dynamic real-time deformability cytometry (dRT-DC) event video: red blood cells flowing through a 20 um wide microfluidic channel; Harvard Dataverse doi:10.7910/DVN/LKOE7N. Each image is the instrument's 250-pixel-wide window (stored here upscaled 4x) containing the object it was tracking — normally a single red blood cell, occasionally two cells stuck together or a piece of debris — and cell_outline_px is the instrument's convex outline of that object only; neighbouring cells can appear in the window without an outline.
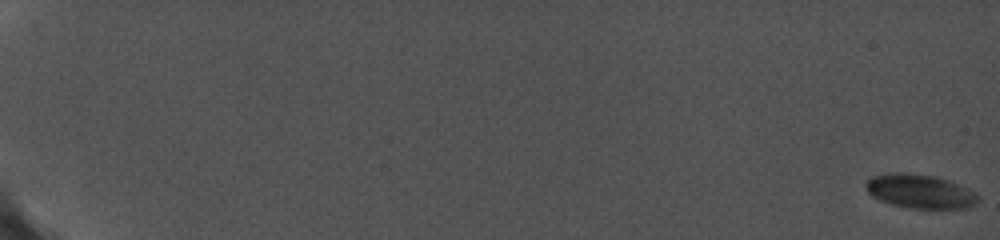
{"species": "common noctule bat (a hibernating species)", "species_latin": "Nyctalus noctula", "temperature_condition": "cold", "stored_images_in_passage": 70, "camera_frame_rate_fps": 5000, "um_per_image_px": 0.085, "animal": {"sex": "female", "body_mass_g": 19.0, "forearm_length_mm": 56.7}, "frame": {"image": 1, "passage_image": 1, "time_ms": 0.0, "image_size_px": [1000, 240], "cell_outline_px": [[980, 200], [976, 204], [968, 208], [912, 208], [892, 204], [880, 200], [872, 196], [868, 192], [864, 184], [872, 176], [888, 172], [912, 172], [936, 176], [960, 184], [976, 192], [980, 196]], "centroid_in_image_um": [78.23, 16.24], "position_along_channel_um": 6.8, "area_um2": 22.6}}
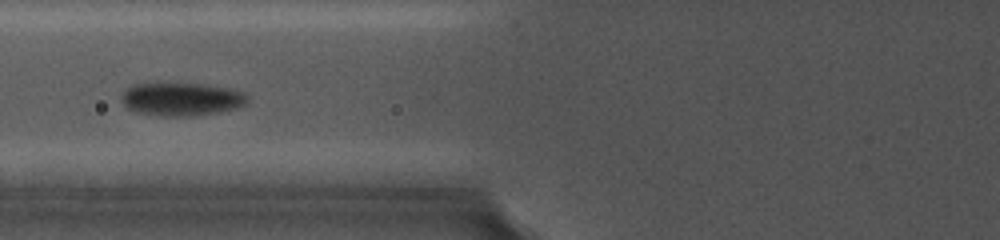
{"frame": {"image": 2, "passage_image": 36, "time_ms": 9.2, "image_size_px": [1000, 240], "cell_outline_px": [[248, 100], [244, 104], [236, 108], [216, 112], [188, 116], [160, 116], [136, 112], [128, 108], [124, 104], [124, 92], [132, 84], [156, 80], [196, 84], [228, 88], [244, 92], [248, 96]], "centroid_in_image_um": [15.38, 8.38], "position_along_channel_um": 110.4, "area_um2": 24.68}}
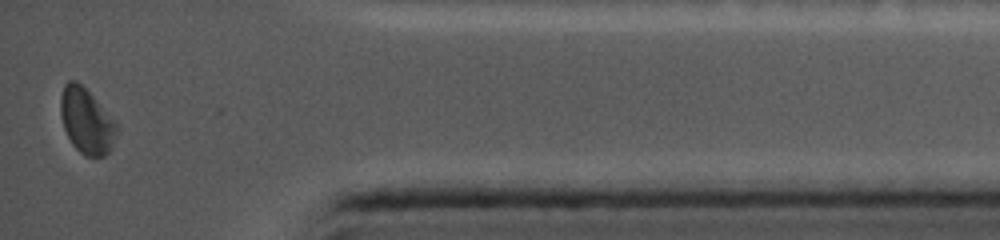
{"frame": {"image": 3, "passage_image": 70, "time_ms": 18.0, "image_size_px": [1000, 240], "cell_outline_px": [[116, 132], [112, 148], [104, 156], [84, 156], [72, 144], [64, 128], [60, 116], [60, 96], [64, 84], [68, 80], [76, 80], [116, 120]], "centroid_in_image_um": [7.33, 10.28], "position_along_channel_um": 427.9, "area_um2": 21.27}, "authors_computed_cell_mechanics": {"area_um2": 22.5998, "velocity_mm_per_s": 3.7508, "shape_relaxation_time_tau1_ms": 2.201, "shape_relaxation_time_tau2_ms": null, "deformation_change_tau1": 0.054, "deformation_change_tau2": null}}